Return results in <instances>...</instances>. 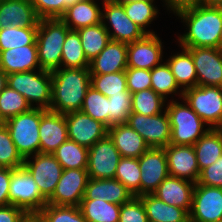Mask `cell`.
<instances>
[{
    "label": "cell",
    "instance_id": "13",
    "mask_svg": "<svg viewBox=\"0 0 222 222\" xmlns=\"http://www.w3.org/2000/svg\"><path fill=\"white\" fill-rule=\"evenodd\" d=\"M222 221V188L195 184L189 222Z\"/></svg>",
    "mask_w": 222,
    "mask_h": 222
},
{
    "label": "cell",
    "instance_id": "4",
    "mask_svg": "<svg viewBox=\"0 0 222 222\" xmlns=\"http://www.w3.org/2000/svg\"><path fill=\"white\" fill-rule=\"evenodd\" d=\"M183 102L184 104H182ZM183 102L171 100L165 106L171 125V140L169 144L193 146L210 128L204 129V125L207 126V124L193 111L185 100Z\"/></svg>",
    "mask_w": 222,
    "mask_h": 222
},
{
    "label": "cell",
    "instance_id": "57",
    "mask_svg": "<svg viewBox=\"0 0 222 222\" xmlns=\"http://www.w3.org/2000/svg\"><path fill=\"white\" fill-rule=\"evenodd\" d=\"M121 0H103L102 3H105V2H120Z\"/></svg>",
    "mask_w": 222,
    "mask_h": 222
},
{
    "label": "cell",
    "instance_id": "47",
    "mask_svg": "<svg viewBox=\"0 0 222 222\" xmlns=\"http://www.w3.org/2000/svg\"><path fill=\"white\" fill-rule=\"evenodd\" d=\"M118 222H148L145 206L139 196L121 205Z\"/></svg>",
    "mask_w": 222,
    "mask_h": 222
},
{
    "label": "cell",
    "instance_id": "20",
    "mask_svg": "<svg viewBox=\"0 0 222 222\" xmlns=\"http://www.w3.org/2000/svg\"><path fill=\"white\" fill-rule=\"evenodd\" d=\"M39 137L40 153L49 154H52L62 143L68 140L65 114L41 108Z\"/></svg>",
    "mask_w": 222,
    "mask_h": 222
},
{
    "label": "cell",
    "instance_id": "35",
    "mask_svg": "<svg viewBox=\"0 0 222 222\" xmlns=\"http://www.w3.org/2000/svg\"><path fill=\"white\" fill-rule=\"evenodd\" d=\"M77 30H69L62 48L61 67L89 68Z\"/></svg>",
    "mask_w": 222,
    "mask_h": 222
},
{
    "label": "cell",
    "instance_id": "1",
    "mask_svg": "<svg viewBox=\"0 0 222 222\" xmlns=\"http://www.w3.org/2000/svg\"><path fill=\"white\" fill-rule=\"evenodd\" d=\"M186 25V33L178 36L180 47L219 48L222 29V8L200 4L186 7L175 13Z\"/></svg>",
    "mask_w": 222,
    "mask_h": 222
},
{
    "label": "cell",
    "instance_id": "53",
    "mask_svg": "<svg viewBox=\"0 0 222 222\" xmlns=\"http://www.w3.org/2000/svg\"><path fill=\"white\" fill-rule=\"evenodd\" d=\"M197 4L207 6V7H221L222 0H197Z\"/></svg>",
    "mask_w": 222,
    "mask_h": 222
},
{
    "label": "cell",
    "instance_id": "45",
    "mask_svg": "<svg viewBox=\"0 0 222 222\" xmlns=\"http://www.w3.org/2000/svg\"><path fill=\"white\" fill-rule=\"evenodd\" d=\"M129 90L121 94L111 95L109 99V127L115 124L126 123L132 110Z\"/></svg>",
    "mask_w": 222,
    "mask_h": 222
},
{
    "label": "cell",
    "instance_id": "26",
    "mask_svg": "<svg viewBox=\"0 0 222 222\" xmlns=\"http://www.w3.org/2000/svg\"><path fill=\"white\" fill-rule=\"evenodd\" d=\"M133 194L118 180L89 178L83 199L100 198L110 203L122 205L128 202Z\"/></svg>",
    "mask_w": 222,
    "mask_h": 222
},
{
    "label": "cell",
    "instance_id": "30",
    "mask_svg": "<svg viewBox=\"0 0 222 222\" xmlns=\"http://www.w3.org/2000/svg\"><path fill=\"white\" fill-rule=\"evenodd\" d=\"M193 146L201 172L222 155V132L218 128H210Z\"/></svg>",
    "mask_w": 222,
    "mask_h": 222
},
{
    "label": "cell",
    "instance_id": "60",
    "mask_svg": "<svg viewBox=\"0 0 222 222\" xmlns=\"http://www.w3.org/2000/svg\"><path fill=\"white\" fill-rule=\"evenodd\" d=\"M218 129L222 132V125Z\"/></svg>",
    "mask_w": 222,
    "mask_h": 222
},
{
    "label": "cell",
    "instance_id": "21",
    "mask_svg": "<svg viewBox=\"0 0 222 222\" xmlns=\"http://www.w3.org/2000/svg\"><path fill=\"white\" fill-rule=\"evenodd\" d=\"M195 183L168 176L165 178L152 193L165 203L185 209L190 213Z\"/></svg>",
    "mask_w": 222,
    "mask_h": 222
},
{
    "label": "cell",
    "instance_id": "42",
    "mask_svg": "<svg viewBox=\"0 0 222 222\" xmlns=\"http://www.w3.org/2000/svg\"><path fill=\"white\" fill-rule=\"evenodd\" d=\"M36 217L40 222H86L78 206L46 204Z\"/></svg>",
    "mask_w": 222,
    "mask_h": 222
},
{
    "label": "cell",
    "instance_id": "56",
    "mask_svg": "<svg viewBox=\"0 0 222 222\" xmlns=\"http://www.w3.org/2000/svg\"><path fill=\"white\" fill-rule=\"evenodd\" d=\"M219 48L222 50V29L220 34Z\"/></svg>",
    "mask_w": 222,
    "mask_h": 222
},
{
    "label": "cell",
    "instance_id": "40",
    "mask_svg": "<svg viewBox=\"0 0 222 222\" xmlns=\"http://www.w3.org/2000/svg\"><path fill=\"white\" fill-rule=\"evenodd\" d=\"M90 86L106 97L127 91L125 71L110 74H90Z\"/></svg>",
    "mask_w": 222,
    "mask_h": 222
},
{
    "label": "cell",
    "instance_id": "17",
    "mask_svg": "<svg viewBox=\"0 0 222 222\" xmlns=\"http://www.w3.org/2000/svg\"><path fill=\"white\" fill-rule=\"evenodd\" d=\"M68 128V138L87 148L108 134V127L102 122L93 119L82 111L65 114Z\"/></svg>",
    "mask_w": 222,
    "mask_h": 222
},
{
    "label": "cell",
    "instance_id": "37",
    "mask_svg": "<svg viewBox=\"0 0 222 222\" xmlns=\"http://www.w3.org/2000/svg\"><path fill=\"white\" fill-rule=\"evenodd\" d=\"M179 88L166 62L151 69V89L161 95L165 100H167V96L170 94H178L179 97L182 98L183 90Z\"/></svg>",
    "mask_w": 222,
    "mask_h": 222
},
{
    "label": "cell",
    "instance_id": "22",
    "mask_svg": "<svg viewBox=\"0 0 222 222\" xmlns=\"http://www.w3.org/2000/svg\"><path fill=\"white\" fill-rule=\"evenodd\" d=\"M37 16L30 0H5L0 3V29L12 27H38Z\"/></svg>",
    "mask_w": 222,
    "mask_h": 222
},
{
    "label": "cell",
    "instance_id": "48",
    "mask_svg": "<svg viewBox=\"0 0 222 222\" xmlns=\"http://www.w3.org/2000/svg\"><path fill=\"white\" fill-rule=\"evenodd\" d=\"M125 74L131 94L151 88V70L127 68Z\"/></svg>",
    "mask_w": 222,
    "mask_h": 222
},
{
    "label": "cell",
    "instance_id": "59",
    "mask_svg": "<svg viewBox=\"0 0 222 222\" xmlns=\"http://www.w3.org/2000/svg\"><path fill=\"white\" fill-rule=\"evenodd\" d=\"M4 123V121L0 118V124Z\"/></svg>",
    "mask_w": 222,
    "mask_h": 222
},
{
    "label": "cell",
    "instance_id": "3",
    "mask_svg": "<svg viewBox=\"0 0 222 222\" xmlns=\"http://www.w3.org/2000/svg\"><path fill=\"white\" fill-rule=\"evenodd\" d=\"M69 27L60 19H40L36 35L38 62L42 70L61 67L62 48Z\"/></svg>",
    "mask_w": 222,
    "mask_h": 222
},
{
    "label": "cell",
    "instance_id": "54",
    "mask_svg": "<svg viewBox=\"0 0 222 222\" xmlns=\"http://www.w3.org/2000/svg\"><path fill=\"white\" fill-rule=\"evenodd\" d=\"M7 86V74L0 70V92Z\"/></svg>",
    "mask_w": 222,
    "mask_h": 222
},
{
    "label": "cell",
    "instance_id": "14",
    "mask_svg": "<svg viewBox=\"0 0 222 222\" xmlns=\"http://www.w3.org/2000/svg\"><path fill=\"white\" fill-rule=\"evenodd\" d=\"M89 180L87 169H63L59 182L47 204L80 206Z\"/></svg>",
    "mask_w": 222,
    "mask_h": 222
},
{
    "label": "cell",
    "instance_id": "31",
    "mask_svg": "<svg viewBox=\"0 0 222 222\" xmlns=\"http://www.w3.org/2000/svg\"><path fill=\"white\" fill-rule=\"evenodd\" d=\"M86 222H118L121 205L96 199H82L79 206Z\"/></svg>",
    "mask_w": 222,
    "mask_h": 222
},
{
    "label": "cell",
    "instance_id": "15",
    "mask_svg": "<svg viewBox=\"0 0 222 222\" xmlns=\"http://www.w3.org/2000/svg\"><path fill=\"white\" fill-rule=\"evenodd\" d=\"M193 58L198 86L222 84V50L212 47H184Z\"/></svg>",
    "mask_w": 222,
    "mask_h": 222
},
{
    "label": "cell",
    "instance_id": "41",
    "mask_svg": "<svg viewBox=\"0 0 222 222\" xmlns=\"http://www.w3.org/2000/svg\"><path fill=\"white\" fill-rule=\"evenodd\" d=\"M166 100L154 90L146 89L132 94L131 112L145 116L156 115L163 112Z\"/></svg>",
    "mask_w": 222,
    "mask_h": 222
},
{
    "label": "cell",
    "instance_id": "25",
    "mask_svg": "<svg viewBox=\"0 0 222 222\" xmlns=\"http://www.w3.org/2000/svg\"><path fill=\"white\" fill-rule=\"evenodd\" d=\"M41 69L38 62L37 45H26L0 52V70L11 73Z\"/></svg>",
    "mask_w": 222,
    "mask_h": 222
},
{
    "label": "cell",
    "instance_id": "23",
    "mask_svg": "<svg viewBox=\"0 0 222 222\" xmlns=\"http://www.w3.org/2000/svg\"><path fill=\"white\" fill-rule=\"evenodd\" d=\"M127 69V44L110 40L89 64L90 74H110Z\"/></svg>",
    "mask_w": 222,
    "mask_h": 222
},
{
    "label": "cell",
    "instance_id": "32",
    "mask_svg": "<svg viewBox=\"0 0 222 222\" xmlns=\"http://www.w3.org/2000/svg\"><path fill=\"white\" fill-rule=\"evenodd\" d=\"M84 54L87 60L92 61L110 42V35L102 22L83 27L77 30Z\"/></svg>",
    "mask_w": 222,
    "mask_h": 222
},
{
    "label": "cell",
    "instance_id": "28",
    "mask_svg": "<svg viewBox=\"0 0 222 222\" xmlns=\"http://www.w3.org/2000/svg\"><path fill=\"white\" fill-rule=\"evenodd\" d=\"M139 197L145 206L148 222H189V213L185 209L169 205L153 194Z\"/></svg>",
    "mask_w": 222,
    "mask_h": 222
},
{
    "label": "cell",
    "instance_id": "11",
    "mask_svg": "<svg viewBox=\"0 0 222 222\" xmlns=\"http://www.w3.org/2000/svg\"><path fill=\"white\" fill-rule=\"evenodd\" d=\"M33 158L32 160H29ZM23 166L37 184L40 193L48 200L54 193L63 168L53 154L37 153L24 159Z\"/></svg>",
    "mask_w": 222,
    "mask_h": 222
},
{
    "label": "cell",
    "instance_id": "2",
    "mask_svg": "<svg viewBox=\"0 0 222 222\" xmlns=\"http://www.w3.org/2000/svg\"><path fill=\"white\" fill-rule=\"evenodd\" d=\"M52 73L51 103L49 110L66 114L80 111L90 87L89 68L60 67Z\"/></svg>",
    "mask_w": 222,
    "mask_h": 222
},
{
    "label": "cell",
    "instance_id": "19",
    "mask_svg": "<svg viewBox=\"0 0 222 222\" xmlns=\"http://www.w3.org/2000/svg\"><path fill=\"white\" fill-rule=\"evenodd\" d=\"M169 176L197 183L200 170L194 146L169 144L165 148Z\"/></svg>",
    "mask_w": 222,
    "mask_h": 222
},
{
    "label": "cell",
    "instance_id": "44",
    "mask_svg": "<svg viewBox=\"0 0 222 222\" xmlns=\"http://www.w3.org/2000/svg\"><path fill=\"white\" fill-rule=\"evenodd\" d=\"M24 159L18 153L7 126L0 124V167L15 169L22 167Z\"/></svg>",
    "mask_w": 222,
    "mask_h": 222
},
{
    "label": "cell",
    "instance_id": "24",
    "mask_svg": "<svg viewBox=\"0 0 222 222\" xmlns=\"http://www.w3.org/2000/svg\"><path fill=\"white\" fill-rule=\"evenodd\" d=\"M108 135L121 157L139 158L150 148L143 137L126 123L112 125L108 128Z\"/></svg>",
    "mask_w": 222,
    "mask_h": 222
},
{
    "label": "cell",
    "instance_id": "7",
    "mask_svg": "<svg viewBox=\"0 0 222 222\" xmlns=\"http://www.w3.org/2000/svg\"><path fill=\"white\" fill-rule=\"evenodd\" d=\"M9 202L23 209L29 216H36L47 204L34 179L22 166L12 169L9 185Z\"/></svg>",
    "mask_w": 222,
    "mask_h": 222
},
{
    "label": "cell",
    "instance_id": "6",
    "mask_svg": "<svg viewBox=\"0 0 222 222\" xmlns=\"http://www.w3.org/2000/svg\"><path fill=\"white\" fill-rule=\"evenodd\" d=\"M40 121L41 108L33 107L29 111L11 117L4 122L18 153L23 159L40 153Z\"/></svg>",
    "mask_w": 222,
    "mask_h": 222
},
{
    "label": "cell",
    "instance_id": "50",
    "mask_svg": "<svg viewBox=\"0 0 222 222\" xmlns=\"http://www.w3.org/2000/svg\"><path fill=\"white\" fill-rule=\"evenodd\" d=\"M29 215L14 205L0 206V222H26Z\"/></svg>",
    "mask_w": 222,
    "mask_h": 222
},
{
    "label": "cell",
    "instance_id": "5",
    "mask_svg": "<svg viewBox=\"0 0 222 222\" xmlns=\"http://www.w3.org/2000/svg\"><path fill=\"white\" fill-rule=\"evenodd\" d=\"M36 71L32 70L7 75V86L23 95L32 108L38 107L49 110L52 73L42 69Z\"/></svg>",
    "mask_w": 222,
    "mask_h": 222
},
{
    "label": "cell",
    "instance_id": "18",
    "mask_svg": "<svg viewBox=\"0 0 222 222\" xmlns=\"http://www.w3.org/2000/svg\"><path fill=\"white\" fill-rule=\"evenodd\" d=\"M157 34H147L127 44V68L151 70L163 62V48Z\"/></svg>",
    "mask_w": 222,
    "mask_h": 222
},
{
    "label": "cell",
    "instance_id": "52",
    "mask_svg": "<svg viewBox=\"0 0 222 222\" xmlns=\"http://www.w3.org/2000/svg\"><path fill=\"white\" fill-rule=\"evenodd\" d=\"M165 3L164 5L167 6L168 11H173L175 14L178 10L194 6L197 4V0H163Z\"/></svg>",
    "mask_w": 222,
    "mask_h": 222
},
{
    "label": "cell",
    "instance_id": "33",
    "mask_svg": "<svg viewBox=\"0 0 222 222\" xmlns=\"http://www.w3.org/2000/svg\"><path fill=\"white\" fill-rule=\"evenodd\" d=\"M89 148L66 140L52 154L63 169H87Z\"/></svg>",
    "mask_w": 222,
    "mask_h": 222
},
{
    "label": "cell",
    "instance_id": "12",
    "mask_svg": "<svg viewBox=\"0 0 222 222\" xmlns=\"http://www.w3.org/2000/svg\"><path fill=\"white\" fill-rule=\"evenodd\" d=\"M121 155L107 134L97 141L88 152L87 172L91 179H113Z\"/></svg>",
    "mask_w": 222,
    "mask_h": 222
},
{
    "label": "cell",
    "instance_id": "49",
    "mask_svg": "<svg viewBox=\"0 0 222 222\" xmlns=\"http://www.w3.org/2000/svg\"><path fill=\"white\" fill-rule=\"evenodd\" d=\"M197 184L222 188V155L200 172Z\"/></svg>",
    "mask_w": 222,
    "mask_h": 222
},
{
    "label": "cell",
    "instance_id": "36",
    "mask_svg": "<svg viewBox=\"0 0 222 222\" xmlns=\"http://www.w3.org/2000/svg\"><path fill=\"white\" fill-rule=\"evenodd\" d=\"M38 27H8L0 29V52L22 47L36 45Z\"/></svg>",
    "mask_w": 222,
    "mask_h": 222
},
{
    "label": "cell",
    "instance_id": "51",
    "mask_svg": "<svg viewBox=\"0 0 222 222\" xmlns=\"http://www.w3.org/2000/svg\"><path fill=\"white\" fill-rule=\"evenodd\" d=\"M12 169L0 168V206L10 205L9 202V185L11 180Z\"/></svg>",
    "mask_w": 222,
    "mask_h": 222
},
{
    "label": "cell",
    "instance_id": "55",
    "mask_svg": "<svg viewBox=\"0 0 222 222\" xmlns=\"http://www.w3.org/2000/svg\"><path fill=\"white\" fill-rule=\"evenodd\" d=\"M26 222H40L36 216H30Z\"/></svg>",
    "mask_w": 222,
    "mask_h": 222
},
{
    "label": "cell",
    "instance_id": "16",
    "mask_svg": "<svg viewBox=\"0 0 222 222\" xmlns=\"http://www.w3.org/2000/svg\"><path fill=\"white\" fill-rule=\"evenodd\" d=\"M138 161L141 170L140 196L152 194L169 176L165 150L164 148H149L138 158Z\"/></svg>",
    "mask_w": 222,
    "mask_h": 222
},
{
    "label": "cell",
    "instance_id": "8",
    "mask_svg": "<svg viewBox=\"0 0 222 222\" xmlns=\"http://www.w3.org/2000/svg\"><path fill=\"white\" fill-rule=\"evenodd\" d=\"M182 100L209 128L222 125V90L220 86H195L183 91Z\"/></svg>",
    "mask_w": 222,
    "mask_h": 222
},
{
    "label": "cell",
    "instance_id": "38",
    "mask_svg": "<svg viewBox=\"0 0 222 222\" xmlns=\"http://www.w3.org/2000/svg\"><path fill=\"white\" fill-rule=\"evenodd\" d=\"M80 111L109 128V99L92 86L87 89Z\"/></svg>",
    "mask_w": 222,
    "mask_h": 222
},
{
    "label": "cell",
    "instance_id": "46",
    "mask_svg": "<svg viewBox=\"0 0 222 222\" xmlns=\"http://www.w3.org/2000/svg\"><path fill=\"white\" fill-rule=\"evenodd\" d=\"M39 19L61 18L66 9L83 0H30Z\"/></svg>",
    "mask_w": 222,
    "mask_h": 222
},
{
    "label": "cell",
    "instance_id": "39",
    "mask_svg": "<svg viewBox=\"0 0 222 222\" xmlns=\"http://www.w3.org/2000/svg\"><path fill=\"white\" fill-rule=\"evenodd\" d=\"M140 177L138 158L121 157L114 178L121 182L133 196H140Z\"/></svg>",
    "mask_w": 222,
    "mask_h": 222
},
{
    "label": "cell",
    "instance_id": "27",
    "mask_svg": "<svg viewBox=\"0 0 222 222\" xmlns=\"http://www.w3.org/2000/svg\"><path fill=\"white\" fill-rule=\"evenodd\" d=\"M102 9L95 0H83L66 9L60 18L70 30L96 25L101 21Z\"/></svg>",
    "mask_w": 222,
    "mask_h": 222
},
{
    "label": "cell",
    "instance_id": "29",
    "mask_svg": "<svg viewBox=\"0 0 222 222\" xmlns=\"http://www.w3.org/2000/svg\"><path fill=\"white\" fill-rule=\"evenodd\" d=\"M183 51L171 55L165 62L168 64L178 86L184 91L197 86V73L190 51L181 47Z\"/></svg>",
    "mask_w": 222,
    "mask_h": 222
},
{
    "label": "cell",
    "instance_id": "58",
    "mask_svg": "<svg viewBox=\"0 0 222 222\" xmlns=\"http://www.w3.org/2000/svg\"><path fill=\"white\" fill-rule=\"evenodd\" d=\"M130 1H136V0H121L120 2H130Z\"/></svg>",
    "mask_w": 222,
    "mask_h": 222
},
{
    "label": "cell",
    "instance_id": "43",
    "mask_svg": "<svg viewBox=\"0 0 222 222\" xmlns=\"http://www.w3.org/2000/svg\"><path fill=\"white\" fill-rule=\"evenodd\" d=\"M31 108L25 97L18 91L6 86L0 92V118L4 122L11 117L29 111Z\"/></svg>",
    "mask_w": 222,
    "mask_h": 222
},
{
    "label": "cell",
    "instance_id": "9",
    "mask_svg": "<svg viewBox=\"0 0 222 222\" xmlns=\"http://www.w3.org/2000/svg\"><path fill=\"white\" fill-rule=\"evenodd\" d=\"M132 129L138 132L150 148H165L171 140V125L167 111L145 116L131 112L127 122Z\"/></svg>",
    "mask_w": 222,
    "mask_h": 222
},
{
    "label": "cell",
    "instance_id": "10",
    "mask_svg": "<svg viewBox=\"0 0 222 222\" xmlns=\"http://www.w3.org/2000/svg\"><path fill=\"white\" fill-rule=\"evenodd\" d=\"M101 4L103 5L102 8L104 7L101 21L108 31L111 40L129 44L141 40L147 35L141 27L130 20L120 2H105Z\"/></svg>",
    "mask_w": 222,
    "mask_h": 222
},
{
    "label": "cell",
    "instance_id": "34",
    "mask_svg": "<svg viewBox=\"0 0 222 222\" xmlns=\"http://www.w3.org/2000/svg\"><path fill=\"white\" fill-rule=\"evenodd\" d=\"M154 0H136L130 2H120L126 15L132 22L141 27L147 34H156L146 29L158 15V8L154 5Z\"/></svg>",
    "mask_w": 222,
    "mask_h": 222
}]
</instances>
